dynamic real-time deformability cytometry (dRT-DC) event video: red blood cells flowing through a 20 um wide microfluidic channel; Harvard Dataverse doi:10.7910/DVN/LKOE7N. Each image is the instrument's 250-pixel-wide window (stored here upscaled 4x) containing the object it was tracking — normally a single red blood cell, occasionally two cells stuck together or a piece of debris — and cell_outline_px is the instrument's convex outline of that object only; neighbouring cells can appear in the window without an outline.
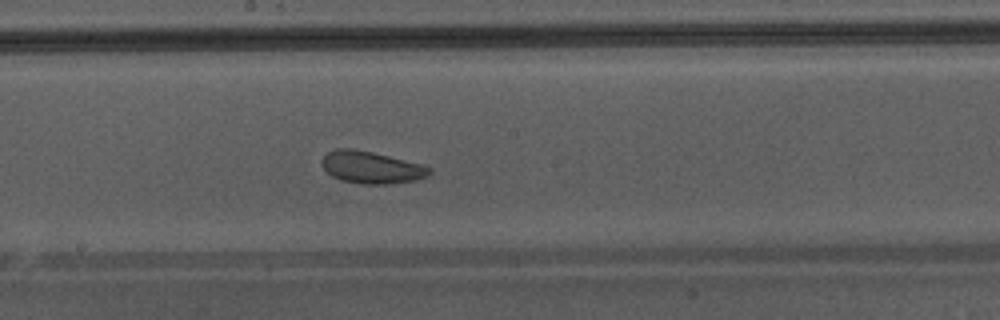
{"species": "Egyptian fruit bat (a non-hibernating species)", "species_latin": "Rousettus aegyptiacus", "temperature_condition": "warm", "stored_images_in_passage": 51, "camera_frame_rate_fps": 3000, "um_per_image_px": 0.085, "animal": {"sex": "male"}, "frame": {"image": 1, "passage_image": 30, "time_ms": 9.667, "image_size_px": [1000, 320], "cell_outline_px": [[432, 172], [428, 176], [416, 180], [384, 184], [360, 184], [340, 180], [332, 176], [320, 164], [320, 160], [328, 152], [336, 148], [352, 148], [372, 152], [424, 164], [432, 168]], "centroid_in_image_um": [31.57, 14.22], "position_along_channel_um": 216.6, "area_um2": 20.35}, "authors_computed_cell_mechanics": {"area_um2": 25.0274, "velocity_mm_per_s": 4.3202, "shape_relaxation_time_tau1_ms": 3.594, "shape_relaxation_time_tau2_ms": 1.7059, "deformation_change_tau1": 0.0579, "deformation_change_tau2": 0.0704}}